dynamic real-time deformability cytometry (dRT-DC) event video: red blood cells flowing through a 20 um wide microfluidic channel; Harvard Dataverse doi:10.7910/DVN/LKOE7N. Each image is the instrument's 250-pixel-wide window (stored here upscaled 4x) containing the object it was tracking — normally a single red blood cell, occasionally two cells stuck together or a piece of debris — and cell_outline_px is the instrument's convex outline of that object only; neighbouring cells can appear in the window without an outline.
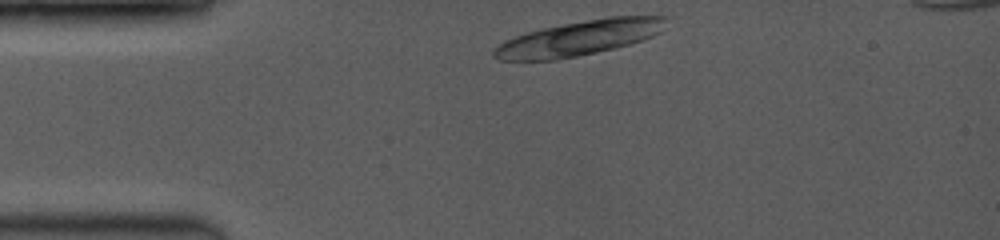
{"species": "common noctule bat (a hibernating species)", "species_latin": "Nyctalus noctula", "temperature_condition": "room temperature", "stored_images_in_passage": 1, "camera_frame_rate_fps": 3500, "um_per_image_px": 0.085, "animal": {"sex": "female", "body_mass_g": 19.0, "forearm_length_mm": 53.3}, "frame": {"image": 1, "passage_image": 1, "time_ms": 0.0, "image_size_px": [1000, 240], "cell_outline_px": [[664, 16], [660, 32], [652, 36], [616, 48], [556, 60], [500, 60], [492, 56], [492, 52], [500, 44], [516, 36], [528, 32], [544, 28], [564, 24], [608, 16]], "centroid_in_image_um": [49.19, 3.24], "position_along_channel_um": 35.8, "area_um2": 34.22}}